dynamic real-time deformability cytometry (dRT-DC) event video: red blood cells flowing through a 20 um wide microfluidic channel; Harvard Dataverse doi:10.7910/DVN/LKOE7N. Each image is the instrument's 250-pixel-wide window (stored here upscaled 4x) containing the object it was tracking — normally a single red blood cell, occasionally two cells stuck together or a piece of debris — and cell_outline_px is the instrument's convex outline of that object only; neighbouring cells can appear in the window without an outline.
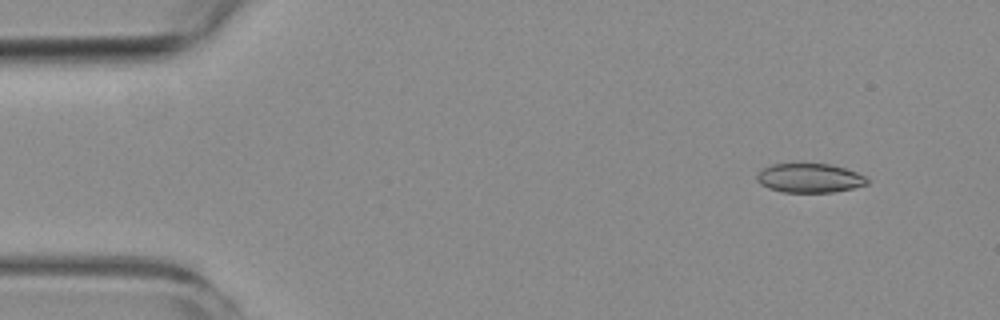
{"species": "common noctule bat (a hibernating species)", "species_latin": "Nyctalus noctula", "temperature_condition": "room temperature", "stored_images_in_passage": 5, "camera_frame_rate_fps": 3000, "um_per_image_px": 0.085, "animal": {"sex": "female", "body_mass_g": 19.3, "forearm_length_mm": 54.1}, "frame": {"image": 1, "passage_image": 2, "time_ms": 1.0, "image_size_px": [1000, 320], "cell_outline_px": [[868, 184], [852, 188], [832, 192], [784, 192], [768, 188], [760, 184], [756, 180], [756, 176], [764, 168], [772, 164], [828, 164], [844, 168], [856, 172], [864, 176], [868, 180]], "centroid_in_image_um": [68.8, 15.14], "position_along_channel_um": 16.2, "area_um2": 18.5}}
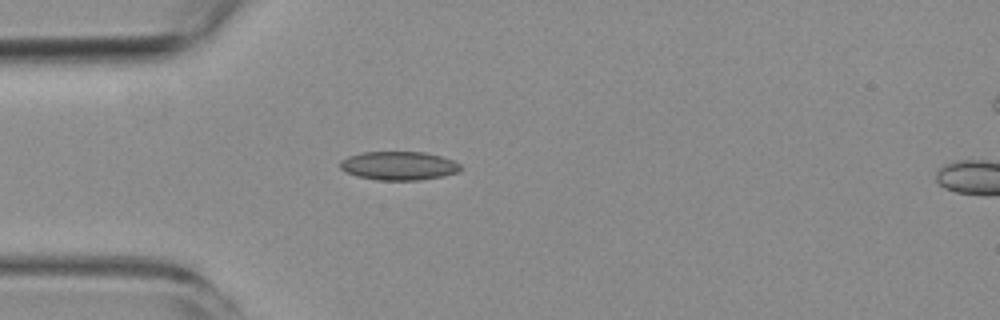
{"frame": {"image": 2, "passage_image": 4, "time_ms": 4.333, "image_size_px": [1000, 320], "cell_outline_px": [[460, 168], [456, 172], [440, 176], [420, 180], [376, 180], [356, 176], [344, 172], [340, 168], [340, 160], [348, 156], [364, 152], [424, 152], [440, 156], [452, 160], [460, 164]], "centroid_in_image_um": [33.83, 14.09], "position_along_channel_um": 51.2, "area_um2": 20.0}}